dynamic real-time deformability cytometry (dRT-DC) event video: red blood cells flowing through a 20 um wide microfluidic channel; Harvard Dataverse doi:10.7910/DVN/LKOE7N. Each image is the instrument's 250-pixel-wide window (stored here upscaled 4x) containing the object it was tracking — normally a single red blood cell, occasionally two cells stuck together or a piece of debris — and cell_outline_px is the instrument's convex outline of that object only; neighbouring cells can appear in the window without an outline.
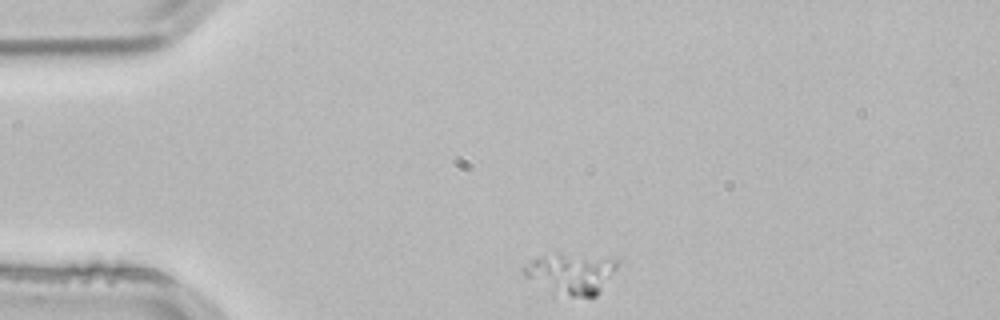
{"species": "common noctule bat (a hibernating species)", "species_latin": "Nyctalus noctula", "temperature_condition": "room temperature", "stored_images_in_passage": 37, "camera_frame_rate_fps": 3000, "um_per_image_px": 0.085, "animal": {"sex": "male", "body_mass_g": 21.5, "forearm_length_mm": 52.0}, "frame": {"image": 1, "passage_image": 1, "time_ms": 0.0, "image_size_px": [1000, 320], "cell_outline_px": [[624, 256], [616, 268], [596, 296], [552, 296], [524, 276], [520, 268], [532, 260], [556, 248]], "centroid_in_image_um": [48.56, 23.11], "position_along_channel_um": 36.4, "area_um2": 24.97}}
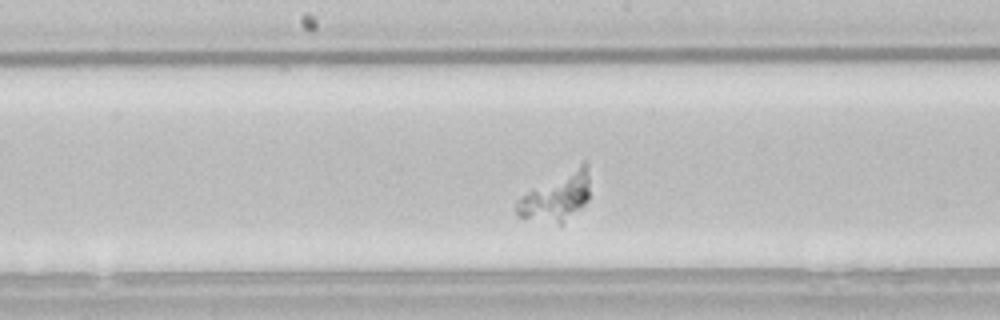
{"frame": {"image": 2, "passage_image": 18, "time_ms": 5.667, "image_size_px": [1000, 320], "cell_outline_px": [[588, 200], [580, 208], [560, 224], [516, 216], [516, 204], [520, 196], [532, 188], [584, 160], [588, 164]], "centroid_in_image_um": [47.29, 16.68], "position_along_channel_um": 200.9, "area_um2": 20.46}}
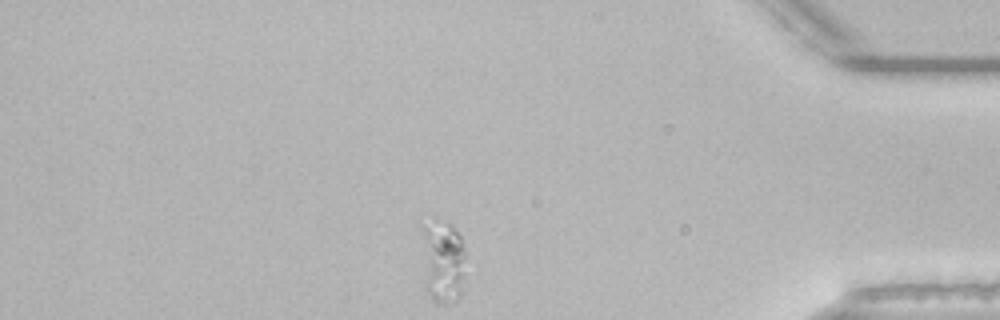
{"frame": {"image": 3, "passage_image": 37, "time_ms": 12.0, "image_size_px": [1000, 320], "cell_outline_px": [[464, 256], [460, 296], [452, 304], [436, 304], [432, 300], [424, 288], [420, 228], [420, 224], [432, 216], [452, 224], [460, 236], [464, 252]], "centroid_in_image_um": [37.54, 22.14], "position_along_channel_um": 397.7, "area_um2": 22.43}}